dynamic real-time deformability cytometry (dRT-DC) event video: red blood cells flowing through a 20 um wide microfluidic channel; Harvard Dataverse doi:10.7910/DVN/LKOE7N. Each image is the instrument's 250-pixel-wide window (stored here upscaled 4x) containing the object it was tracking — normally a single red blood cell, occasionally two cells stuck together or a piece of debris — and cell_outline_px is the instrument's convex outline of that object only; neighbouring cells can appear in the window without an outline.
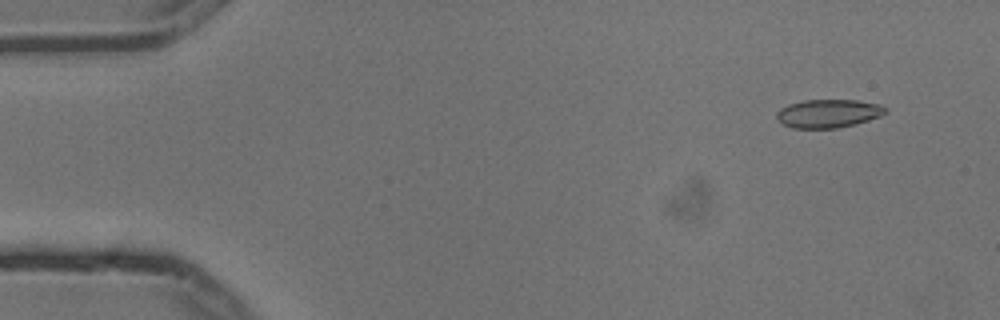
{"species": "common noctule bat (a hibernating species)", "species_latin": "Nyctalus noctula", "temperature_condition": "cold", "stored_images_in_passage": 6, "camera_frame_rate_fps": 3000, "um_per_image_px": 0.085, "animal": {"sex": "male", "body_mass_g": 13.3}, "frame": {"image": 1, "passage_image": 2, "time_ms": 0.333, "image_size_px": [1000, 320], "cell_outline_px": [[888, 112], [880, 116], [856, 124], [836, 128], [792, 128], [776, 120], [776, 112], [780, 108], [788, 104], [804, 100], [856, 100], [880, 104], [888, 108]], "centroid_in_image_um": [70.41, 9.64], "position_along_channel_um": 14.6, "area_um2": 18.15}}
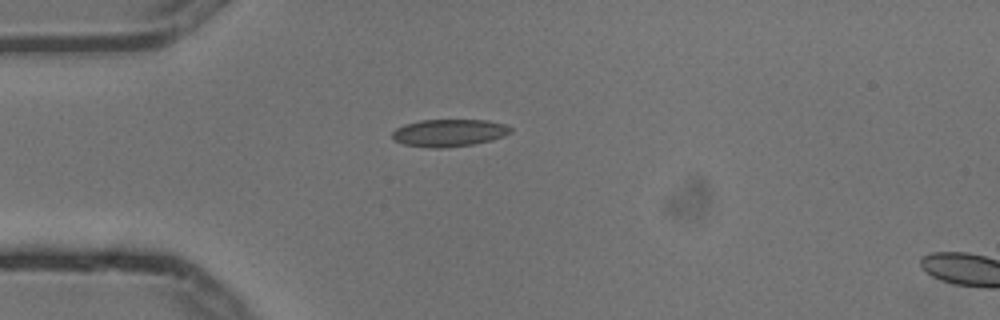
{"frame": {"image": 2, "passage_image": 5, "time_ms": 1.333, "image_size_px": [1000, 320], "cell_outline_px": [[512, 132], [504, 136], [492, 140], [472, 144], [440, 148], [432, 148], [404, 144], [396, 140], [392, 136], [392, 132], [396, 128], [404, 124], [420, 120], [488, 120], [508, 124], [512, 128]], "centroid_in_image_um": [38.21, 11.28], "position_along_channel_um": 46.8, "area_um2": 18.9}}